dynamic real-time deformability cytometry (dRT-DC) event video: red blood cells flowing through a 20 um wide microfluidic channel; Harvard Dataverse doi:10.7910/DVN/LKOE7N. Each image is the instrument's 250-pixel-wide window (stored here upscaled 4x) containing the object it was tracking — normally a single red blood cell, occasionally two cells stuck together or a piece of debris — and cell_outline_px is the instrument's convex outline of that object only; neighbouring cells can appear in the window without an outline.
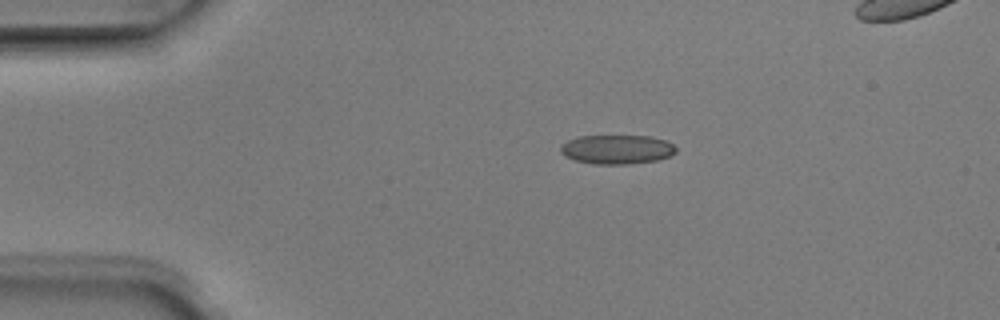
{"species": "Egyptian fruit bat (a non-hibernating species)", "species_latin": "Rousettus aegyptiacus", "temperature_condition": "room temperature", "stored_images_in_passage": 5, "camera_frame_rate_fps": 3000, "um_per_image_px": 0.085, "animal": {"sex": "male"}, "frame": {"image": 1, "passage_image": 2, "time_ms": 0.333, "image_size_px": [1000, 320], "cell_outline_px": [[676, 152], [668, 156], [656, 160], [628, 164], [592, 164], [576, 160], [564, 156], [560, 152], [560, 144], [568, 140], [580, 136], [652, 136], [664, 140], [672, 144], [676, 148]], "centroid_in_image_um": [52.4, 12.7], "position_along_channel_um": 32.6, "area_um2": 19.59}}